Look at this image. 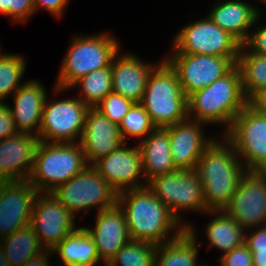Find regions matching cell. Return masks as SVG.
Returning <instances> with one entry per match:
<instances>
[{
  "label": "cell",
  "mask_w": 266,
  "mask_h": 266,
  "mask_svg": "<svg viewBox=\"0 0 266 266\" xmlns=\"http://www.w3.org/2000/svg\"><path fill=\"white\" fill-rule=\"evenodd\" d=\"M117 204L125 214L131 240L148 241L159 245L180 236L188 227L186 224L182 226L179 224L180 220L147 185L119 192ZM174 227L177 231L166 240L168 237L166 234L175 229Z\"/></svg>",
  "instance_id": "obj_1"
},
{
  "label": "cell",
  "mask_w": 266,
  "mask_h": 266,
  "mask_svg": "<svg viewBox=\"0 0 266 266\" xmlns=\"http://www.w3.org/2000/svg\"><path fill=\"white\" fill-rule=\"evenodd\" d=\"M225 142L213 140L202 153L196 168L209 211H222L228 205L239 180L246 173L234 146L227 139Z\"/></svg>",
  "instance_id": "obj_2"
},
{
  "label": "cell",
  "mask_w": 266,
  "mask_h": 266,
  "mask_svg": "<svg viewBox=\"0 0 266 266\" xmlns=\"http://www.w3.org/2000/svg\"><path fill=\"white\" fill-rule=\"evenodd\" d=\"M243 93L241 74L235 66L228 74L188 97V118L194 113L203 123H225L228 131L234 118L249 104Z\"/></svg>",
  "instance_id": "obj_3"
},
{
  "label": "cell",
  "mask_w": 266,
  "mask_h": 266,
  "mask_svg": "<svg viewBox=\"0 0 266 266\" xmlns=\"http://www.w3.org/2000/svg\"><path fill=\"white\" fill-rule=\"evenodd\" d=\"M140 104L156 128H165L188 118V97L178 76L164 60L150 72Z\"/></svg>",
  "instance_id": "obj_4"
},
{
  "label": "cell",
  "mask_w": 266,
  "mask_h": 266,
  "mask_svg": "<svg viewBox=\"0 0 266 266\" xmlns=\"http://www.w3.org/2000/svg\"><path fill=\"white\" fill-rule=\"evenodd\" d=\"M78 144V145H77ZM88 166L81 145L40 141L29 182L40 193L52 192Z\"/></svg>",
  "instance_id": "obj_5"
},
{
  "label": "cell",
  "mask_w": 266,
  "mask_h": 266,
  "mask_svg": "<svg viewBox=\"0 0 266 266\" xmlns=\"http://www.w3.org/2000/svg\"><path fill=\"white\" fill-rule=\"evenodd\" d=\"M70 46L59 73L57 92L73 87L95 70L109 67L119 51L117 40L108 34L76 37Z\"/></svg>",
  "instance_id": "obj_6"
},
{
  "label": "cell",
  "mask_w": 266,
  "mask_h": 266,
  "mask_svg": "<svg viewBox=\"0 0 266 266\" xmlns=\"http://www.w3.org/2000/svg\"><path fill=\"white\" fill-rule=\"evenodd\" d=\"M73 215L95 206L102 211L117 204L116 192L93 166H87L66 183L60 184L52 192Z\"/></svg>",
  "instance_id": "obj_7"
},
{
  "label": "cell",
  "mask_w": 266,
  "mask_h": 266,
  "mask_svg": "<svg viewBox=\"0 0 266 266\" xmlns=\"http://www.w3.org/2000/svg\"><path fill=\"white\" fill-rule=\"evenodd\" d=\"M147 187L166 205L179 220L178 211L204 210L208 213L203 184L196 170H176L152 178L148 181Z\"/></svg>",
  "instance_id": "obj_8"
},
{
  "label": "cell",
  "mask_w": 266,
  "mask_h": 266,
  "mask_svg": "<svg viewBox=\"0 0 266 266\" xmlns=\"http://www.w3.org/2000/svg\"><path fill=\"white\" fill-rule=\"evenodd\" d=\"M237 155L246 159L247 170H254L266 158V111L250 102L235 118L226 132Z\"/></svg>",
  "instance_id": "obj_9"
},
{
  "label": "cell",
  "mask_w": 266,
  "mask_h": 266,
  "mask_svg": "<svg viewBox=\"0 0 266 266\" xmlns=\"http://www.w3.org/2000/svg\"><path fill=\"white\" fill-rule=\"evenodd\" d=\"M175 53L238 57L242 44L208 16L183 28L174 40Z\"/></svg>",
  "instance_id": "obj_10"
},
{
  "label": "cell",
  "mask_w": 266,
  "mask_h": 266,
  "mask_svg": "<svg viewBox=\"0 0 266 266\" xmlns=\"http://www.w3.org/2000/svg\"><path fill=\"white\" fill-rule=\"evenodd\" d=\"M237 58L174 53L165 60L175 70L184 94L189 97L228 74L236 66Z\"/></svg>",
  "instance_id": "obj_11"
},
{
  "label": "cell",
  "mask_w": 266,
  "mask_h": 266,
  "mask_svg": "<svg viewBox=\"0 0 266 266\" xmlns=\"http://www.w3.org/2000/svg\"><path fill=\"white\" fill-rule=\"evenodd\" d=\"M88 109L89 107L79 98L52 103L45 100L39 140L47 143H65L75 142V138L79 137L80 141Z\"/></svg>",
  "instance_id": "obj_12"
},
{
  "label": "cell",
  "mask_w": 266,
  "mask_h": 266,
  "mask_svg": "<svg viewBox=\"0 0 266 266\" xmlns=\"http://www.w3.org/2000/svg\"><path fill=\"white\" fill-rule=\"evenodd\" d=\"M223 211L242 228L266 225V174L247 170Z\"/></svg>",
  "instance_id": "obj_13"
},
{
  "label": "cell",
  "mask_w": 266,
  "mask_h": 266,
  "mask_svg": "<svg viewBox=\"0 0 266 266\" xmlns=\"http://www.w3.org/2000/svg\"><path fill=\"white\" fill-rule=\"evenodd\" d=\"M45 193L35 198L30 226L44 249L52 250L76 228L74 215L51 192Z\"/></svg>",
  "instance_id": "obj_14"
},
{
  "label": "cell",
  "mask_w": 266,
  "mask_h": 266,
  "mask_svg": "<svg viewBox=\"0 0 266 266\" xmlns=\"http://www.w3.org/2000/svg\"><path fill=\"white\" fill-rule=\"evenodd\" d=\"M38 193L28 179L0 182V234L2 238L30 225L32 208Z\"/></svg>",
  "instance_id": "obj_15"
},
{
  "label": "cell",
  "mask_w": 266,
  "mask_h": 266,
  "mask_svg": "<svg viewBox=\"0 0 266 266\" xmlns=\"http://www.w3.org/2000/svg\"><path fill=\"white\" fill-rule=\"evenodd\" d=\"M123 143L125 142L119 125L113 123L96 107H89L79 141L88 166L91 163L93 166Z\"/></svg>",
  "instance_id": "obj_16"
},
{
  "label": "cell",
  "mask_w": 266,
  "mask_h": 266,
  "mask_svg": "<svg viewBox=\"0 0 266 266\" xmlns=\"http://www.w3.org/2000/svg\"><path fill=\"white\" fill-rule=\"evenodd\" d=\"M124 144L115 148L93 165L96 171L118 193L127 189L146 186L138 183L143 170L139 146L127 148L124 147Z\"/></svg>",
  "instance_id": "obj_17"
},
{
  "label": "cell",
  "mask_w": 266,
  "mask_h": 266,
  "mask_svg": "<svg viewBox=\"0 0 266 266\" xmlns=\"http://www.w3.org/2000/svg\"><path fill=\"white\" fill-rule=\"evenodd\" d=\"M39 142L37 135L24 132L0 140V182L29 179Z\"/></svg>",
  "instance_id": "obj_18"
},
{
  "label": "cell",
  "mask_w": 266,
  "mask_h": 266,
  "mask_svg": "<svg viewBox=\"0 0 266 266\" xmlns=\"http://www.w3.org/2000/svg\"><path fill=\"white\" fill-rule=\"evenodd\" d=\"M191 122L186 119L164 128L169 133L172 159L179 170H196L202 153L214 140L203 137L200 125L205 123Z\"/></svg>",
  "instance_id": "obj_19"
},
{
  "label": "cell",
  "mask_w": 266,
  "mask_h": 266,
  "mask_svg": "<svg viewBox=\"0 0 266 266\" xmlns=\"http://www.w3.org/2000/svg\"><path fill=\"white\" fill-rule=\"evenodd\" d=\"M96 217L94 229L86 230L94 239L99 259L107 264L130 240L126 217L118 204L99 211Z\"/></svg>",
  "instance_id": "obj_20"
},
{
  "label": "cell",
  "mask_w": 266,
  "mask_h": 266,
  "mask_svg": "<svg viewBox=\"0 0 266 266\" xmlns=\"http://www.w3.org/2000/svg\"><path fill=\"white\" fill-rule=\"evenodd\" d=\"M114 56L111 63L112 92L134 103H140L145 91L148 76L155 66L145 64L134 55Z\"/></svg>",
  "instance_id": "obj_21"
},
{
  "label": "cell",
  "mask_w": 266,
  "mask_h": 266,
  "mask_svg": "<svg viewBox=\"0 0 266 266\" xmlns=\"http://www.w3.org/2000/svg\"><path fill=\"white\" fill-rule=\"evenodd\" d=\"M38 81L32 80L22 84L14 93V108L9 107L18 132L31 133L34 127L41 124L43 107L46 100V92Z\"/></svg>",
  "instance_id": "obj_22"
},
{
  "label": "cell",
  "mask_w": 266,
  "mask_h": 266,
  "mask_svg": "<svg viewBox=\"0 0 266 266\" xmlns=\"http://www.w3.org/2000/svg\"><path fill=\"white\" fill-rule=\"evenodd\" d=\"M143 175L148 182L154 177L178 170L170 151L169 133L164 128H156L141 143Z\"/></svg>",
  "instance_id": "obj_23"
},
{
  "label": "cell",
  "mask_w": 266,
  "mask_h": 266,
  "mask_svg": "<svg viewBox=\"0 0 266 266\" xmlns=\"http://www.w3.org/2000/svg\"><path fill=\"white\" fill-rule=\"evenodd\" d=\"M252 6L240 1H225L213 7L208 17L243 45L250 35L247 30L257 21L259 14Z\"/></svg>",
  "instance_id": "obj_24"
},
{
  "label": "cell",
  "mask_w": 266,
  "mask_h": 266,
  "mask_svg": "<svg viewBox=\"0 0 266 266\" xmlns=\"http://www.w3.org/2000/svg\"><path fill=\"white\" fill-rule=\"evenodd\" d=\"M52 251L59 254L63 266H94L100 261L94 239L86 227L68 234Z\"/></svg>",
  "instance_id": "obj_25"
},
{
  "label": "cell",
  "mask_w": 266,
  "mask_h": 266,
  "mask_svg": "<svg viewBox=\"0 0 266 266\" xmlns=\"http://www.w3.org/2000/svg\"><path fill=\"white\" fill-rule=\"evenodd\" d=\"M193 230L188 226L180 236L157 245L155 266H200L196 261L198 246Z\"/></svg>",
  "instance_id": "obj_26"
},
{
  "label": "cell",
  "mask_w": 266,
  "mask_h": 266,
  "mask_svg": "<svg viewBox=\"0 0 266 266\" xmlns=\"http://www.w3.org/2000/svg\"><path fill=\"white\" fill-rule=\"evenodd\" d=\"M242 45L236 66L241 74L242 89L249 102H257L266 94V56L245 51Z\"/></svg>",
  "instance_id": "obj_27"
},
{
  "label": "cell",
  "mask_w": 266,
  "mask_h": 266,
  "mask_svg": "<svg viewBox=\"0 0 266 266\" xmlns=\"http://www.w3.org/2000/svg\"><path fill=\"white\" fill-rule=\"evenodd\" d=\"M1 244L10 266H21L31 257L44 251V248H41L44 245L40 244L37 234L30 225L2 238Z\"/></svg>",
  "instance_id": "obj_28"
},
{
  "label": "cell",
  "mask_w": 266,
  "mask_h": 266,
  "mask_svg": "<svg viewBox=\"0 0 266 266\" xmlns=\"http://www.w3.org/2000/svg\"><path fill=\"white\" fill-rule=\"evenodd\" d=\"M206 227V235L210 242L208 246L217 247L225 253L245 243L244 228L237 221L228 216L223 210Z\"/></svg>",
  "instance_id": "obj_29"
},
{
  "label": "cell",
  "mask_w": 266,
  "mask_h": 266,
  "mask_svg": "<svg viewBox=\"0 0 266 266\" xmlns=\"http://www.w3.org/2000/svg\"><path fill=\"white\" fill-rule=\"evenodd\" d=\"M80 85L82 96L79 99L88 107H96L104 97L112 92L111 65L95 70L74 83Z\"/></svg>",
  "instance_id": "obj_30"
},
{
  "label": "cell",
  "mask_w": 266,
  "mask_h": 266,
  "mask_svg": "<svg viewBox=\"0 0 266 266\" xmlns=\"http://www.w3.org/2000/svg\"><path fill=\"white\" fill-rule=\"evenodd\" d=\"M157 245L148 241L129 240L107 263L110 266H155Z\"/></svg>",
  "instance_id": "obj_31"
},
{
  "label": "cell",
  "mask_w": 266,
  "mask_h": 266,
  "mask_svg": "<svg viewBox=\"0 0 266 266\" xmlns=\"http://www.w3.org/2000/svg\"><path fill=\"white\" fill-rule=\"evenodd\" d=\"M25 63L19 55H0V102L21 86L19 81L25 71Z\"/></svg>",
  "instance_id": "obj_32"
},
{
  "label": "cell",
  "mask_w": 266,
  "mask_h": 266,
  "mask_svg": "<svg viewBox=\"0 0 266 266\" xmlns=\"http://www.w3.org/2000/svg\"><path fill=\"white\" fill-rule=\"evenodd\" d=\"M119 128L125 142L128 135L141 138L154 131L156 126L145 108L140 103H134L119 124Z\"/></svg>",
  "instance_id": "obj_33"
},
{
  "label": "cell",
  "mask_w": 266,
  "mask_h": 266,
  "mask_svg": "<svg viewBox=\"0 0 266 266\" xmlns=\"http://www.w3.org/2000/svg\"><path fill=\"white\" fill-rule=\"evenodd\" d=\"M133 104L132 100L111 92L104 97L96 108L113 123L119 125Z\"/></svg>",
  "instance_id": "obj_34"
},
{
  "label": "cell",
  "mask_w": 266,
  "mask_h": 266,
  "mask_svg": "<svg viewBox=\"0 0 266 266\" xmlns=\"http://www.w3.org/2000/svg\"><path fill=\"white\" fill-rule=\"evenodd\" d=\"M34 12V0H0V13L12 17L14 23L26 21Z\"/></svg>",
  "instance_id": "obj_35"
},
{
  "label": "cell",
  "mask_w": 266,
  "mask_h": 266,
  "mask_svg": "<svg viewBox=\"0 0 266 266\" xmlns=\"http://www.w3.org/2000/svg\"><path fill=\"white\" fill-rule=\"evenodd\" d=\"M220 261L222 266H253L252 253L245 243L223 254Z\"/></svg>",
  "instance_id": "obj_36"
},
{
  "label": "cell",
  "mask_w": 266,
  "mask_h": 266,
  "mask_svg": "<svg viewBox=\"0 0 266 266\" xmlns=\"http://www.w3.org/2000/svg\"><path fill=\"white\" fill-rule=\"evenodd\" d=\"M17 132L9 106L0 102V140L13 136Z\"/></svg>",
  "instance_id": "obj_37"
},
{
  "label": "cell",
  "mask_w": 266,
  "mask_h": 266,
  "mask_svg": "<svg viewBox=\"0 0 266 266\" xmlns=\"http://www.w3.org/2000/svg\"><path fill=\"white\" fill-rule=\"evenodd\" d=\"M244 47L254 54L266 56V27L258 29L252 35L250 34Z\"/></svg>",
  "instance_id": "obj_38"
},
{
  "label": "cell",
  "mask_w": 266,
  "mask_h": 266,
  "mask_svg": "<svg viewBox=\"0 0 266 266\" xmlns=\"http://www.w3.org/2000/svg\"><path fill=\"white\" fill-rule=\"evenodd\" d=\"M245 244L250 252H266V225L259 227V230L245 236Z\"/></svg>",
  "instance_id": "obj_39"
},
{
  "label": "cell",
  "mask_w": 266,
  "mask_h": 266,
  "mask_svg": "<svg viewBox=\"0 0 266 266\" xmlns=\"http://www.w3.org/2000/svg\"><path fill=\"white\" fill-rule=\"evenodd\" d=\"M68 0H34V11L41 7L47 9L53 15H61Z\"/></svg>",
  "instance_id": "obj_40"
},
{
  "label": "cell",
  "mask_w": 266,
  "mask_h": 266,
  "mask_svg": "<svg viewBox=\"0 0 266 266\" xmlns=\"http://www.w3.org/2000/svg\"><path fill=\"white\" fill-rule=\"evenodd\" d=\"M52 252V250L44 249V252H41L40 254H37L33 257H31L29 260H27L23 265L21 266H50L48 265V259L46 257V252Z\"/></svg>",
  "instance_id": "obj_41"
},
{
  "label": "cell",
  "mask_w": 266,
  "mask_h": 266,
  "mask_svg": "<svg viewBox=\"0 0 266 266\" xmlns=\"http://www.w3.org/2000/svg\"><path fill=\"white\" fill-rule=\"evenodd\" d=\"M253 266H266V252H251Z\"/></svg>",
  "instance_id": "obj_42"
},
{
  "label": "cell",
  "mask_w": 266,
  "mask_h": 266,
  "mask_svg": "<svg viewBox=\"0 0 266 266\" xmlns=\"http://www.w3.org/2000/svg\"><path fill=\"white\" fill-rule=\"evenodd\" d=\"M0 266H10L7 257L5 256L0 244Z\"/></svg>",
  "instance_id": "obj_43"
},
{
  "label": "cell",
  "mask_w": 266,
  "mask_h": 266,
  "mask_svg": "<svg viewBox=\"0 0 266 266\" xmlns=\"http://www.w3.org/2000/svg\"><path fill=\"white\" fill-rule=\"evenodd\" d=\"M253 171L266 174V158Z\"/></svg>",
  "instance_id": "obj_44"
},
{
  "label": "cell",
  "mask_w": 266,
  "mask_h": 266,
  "mask_svg": "<svg viewBox=\"0 0 266 266\" xmlns=\"http://www.w3.org/2000/svg\"><path fill=\"white\" fill-rule=\"evenodd\" d=\"M257 103L266 111V94Z\"/></svg>",
  "instance_id": "obj_45"
}]
</instances>
